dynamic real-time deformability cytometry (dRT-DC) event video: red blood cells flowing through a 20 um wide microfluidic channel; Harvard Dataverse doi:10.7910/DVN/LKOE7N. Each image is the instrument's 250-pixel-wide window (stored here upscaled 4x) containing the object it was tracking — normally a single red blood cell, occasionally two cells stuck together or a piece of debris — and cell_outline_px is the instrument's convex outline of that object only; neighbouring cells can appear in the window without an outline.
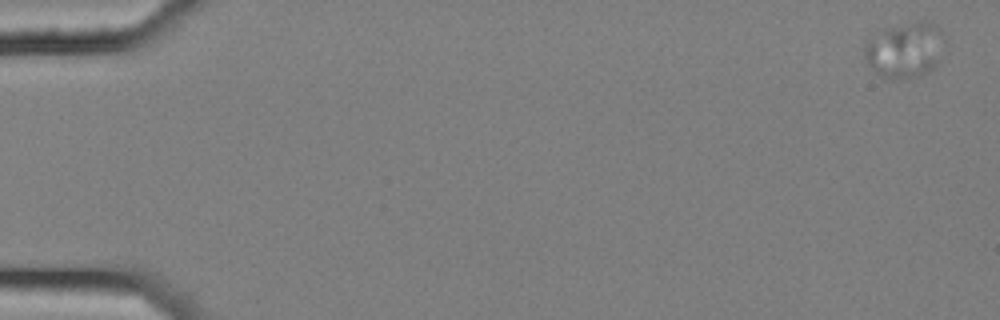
{"species": "common noctule bat (a hibernating species)", "species_latin": "Nyctalus noctula", "temperature_condition": "cold", "stored_images_in_passage": 5, "camera_frame_rate_fps": 3000, "um_per_image_px": 0.085, "animal": {"sex": "female", "body_mass_g": 25.1}, "frame": {"image": 1, "passage_image": 1, "time_ms": 0.0, "image_size_px": [1000, 320], "cell_outline_px": [[940, 32], [936, 60], [932, 68], [928, 72], [920, 76], [892, 80], [884, 80], [868, 64], [864, 56], [864, 44], [880, 28], [920, 20], [924, 20], [936, 24], [940, 28]], "centroid_in_image_um": [76.78, 4.24], "position_along_channel_um": 8.2, "area_um2": 25.61}}
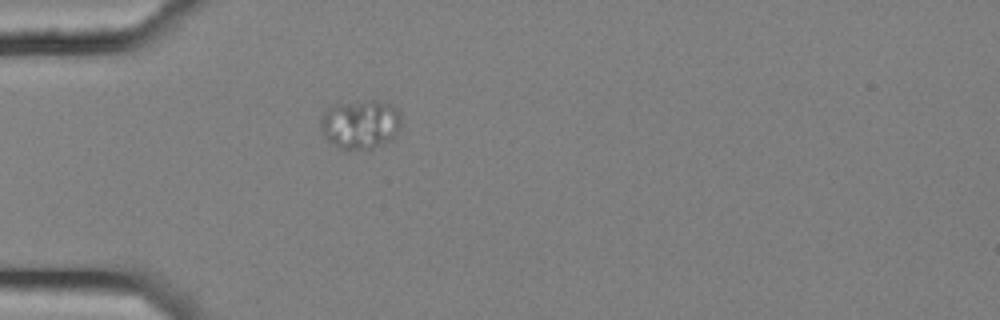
{"frame": {"image": 2, "passage_image": 5, "time_ms": 1.333, "image_size_px": [1000, 320], "cell_outline_px": [[400, 124], [392, 140], [372, 148], [340, 148], [328, 140], [320, 128], [320, 120], [324, 112], [328, 108], [336, 104], [364, 100], [376, 100], [392, 104], [400, 112]], "centroid_in_image_um": [30.64, 10.53], "position_along_channel_um": 54.4, "area_um2": 22.89}}